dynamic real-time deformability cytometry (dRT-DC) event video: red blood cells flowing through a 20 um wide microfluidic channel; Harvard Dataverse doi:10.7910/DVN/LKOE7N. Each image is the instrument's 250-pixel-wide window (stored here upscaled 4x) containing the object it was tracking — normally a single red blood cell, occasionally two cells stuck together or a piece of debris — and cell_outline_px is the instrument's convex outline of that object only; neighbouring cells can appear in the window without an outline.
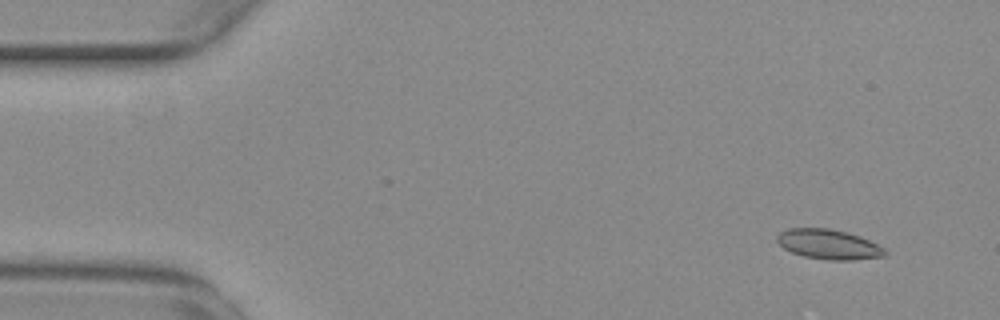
{"species": "common noctule bat (a hibernating species)", "species_latin": "Nyctalus noctula", "temperature_condition": "warm", "stored_images_in_passage": 54, "camera_frame_rate_fps": 3000, "um_per_image_px": 0.085, "animal": {"sex": "female", "body_mass_g": 29.2, "forearm_length_mm": 56.3}, "frame": {"image": 1, "passage_image": 4, "time_ms": 1.0, "image_size_px": [1000, 320], "cell_outline_px": [[888, 252], [884, 256], [852, 260], [828, 260], [804, 256], [792, 252], [784, 248], [776, 240], [776, 236], [780, 232], [788, 228], [832, 228], [860, 236], [884, 248]], "centroid_in_image_um": [70.42, 20.76], "position_along_channel_um": 14.6, "area_um2": 18.73}}
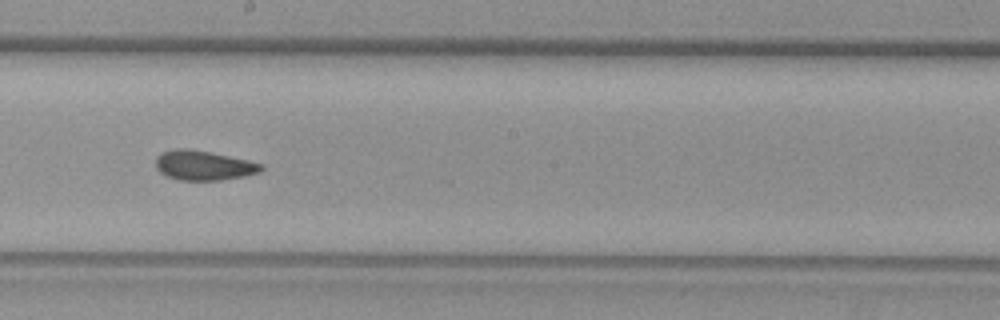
{"frame": {"image": 2, "passage_image": 30, "time_ms": 9.667, "image_size_px": [1000, 320], "cell_outline_px": [[264, 168], [260, 172], [244, 176], [220, 180], [180, 180], [168, 176], [160, 172], [156, 168], [156, 156], [160, 152], [176, 148], [188, 148], [212, 152], [248, 160], [264, 164]], "centroid_in_image_um": [17.31, 14.04], "position_along_channel_um": 230.9, "area_um2": 18.38}}
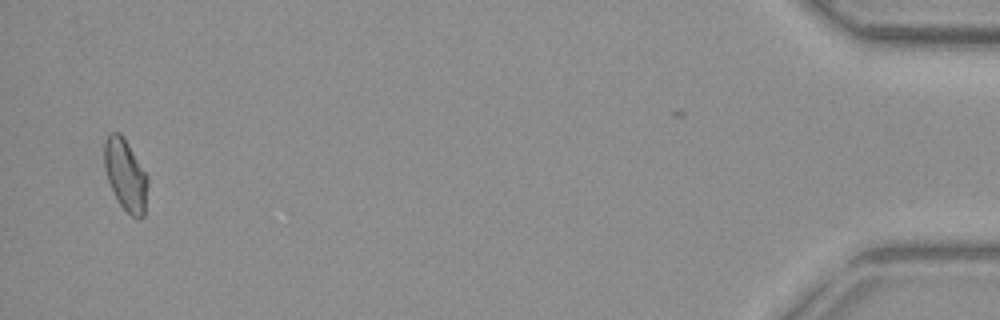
{"frame": {"image": 3, "passage_image": 53, "time_ms": 17.333, "image_size_px": [1000, 320], "cell_outline_px": [[148, 180], [144, 216], [140, 220], [132, 216], [120, 204], [108, 180], [104, 168], [104, 140], [108, 132], [120, 132], [148, 176]], "centroid_in_image_um": [10.66, 14.85], "position_along_channel_um": 424.5, "area_um2": 17.98}, "authors_computed_cell_mechanics": {"area_um2": 18.3226, "velocity_mm_per_s": 3.7567, "shape_relaxation_time_tau1_ms": null, "shape_relaxation_time_tau2_ms": 1.8177, "deformation_change_tau1": null, "deformation_change_tau2": 0.0621}}